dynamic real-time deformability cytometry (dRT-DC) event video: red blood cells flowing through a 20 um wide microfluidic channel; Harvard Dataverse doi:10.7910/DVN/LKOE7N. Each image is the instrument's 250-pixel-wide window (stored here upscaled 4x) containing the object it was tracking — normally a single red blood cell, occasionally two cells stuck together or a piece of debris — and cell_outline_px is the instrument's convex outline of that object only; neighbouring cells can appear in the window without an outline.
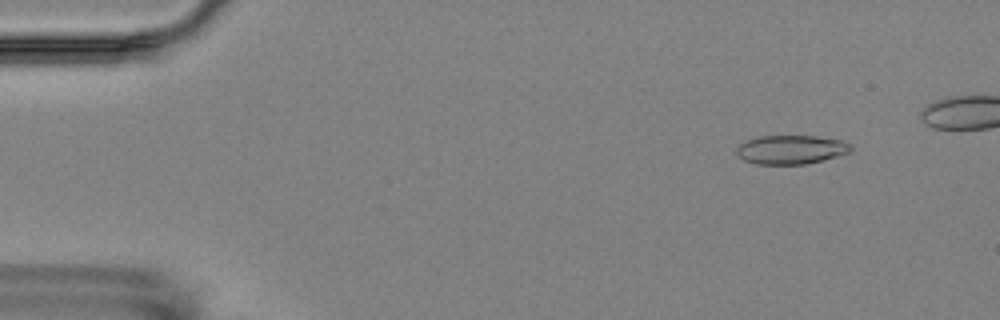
{"species": "Egyptian fruit bat (a non-hibernating species)", "species_latin": "Rousettus aegyptiacus", "temperature_condition": "room temperature", "stored_images_in_passage": 6, "camera_frame_rate_fps": 3000, "um_per_image_px": 0.085, "animal": {"sex": "female"}, "frame": {"image": 1, "passage_image": 2, "time_ms": 1.0, "image_size_px": [1000, 320], "cell_outline_px": [[852, 152], [804, 164], [756, 164], [744, 160], [736, 152], [736, 148], [740, 144], [756, 136], [816, 136], [840, 140], [852, 144]], "centroid_in_image_um": [67.24, 12.71], "position_along_channel_um": 17.8, "area_um2": 19.13}}